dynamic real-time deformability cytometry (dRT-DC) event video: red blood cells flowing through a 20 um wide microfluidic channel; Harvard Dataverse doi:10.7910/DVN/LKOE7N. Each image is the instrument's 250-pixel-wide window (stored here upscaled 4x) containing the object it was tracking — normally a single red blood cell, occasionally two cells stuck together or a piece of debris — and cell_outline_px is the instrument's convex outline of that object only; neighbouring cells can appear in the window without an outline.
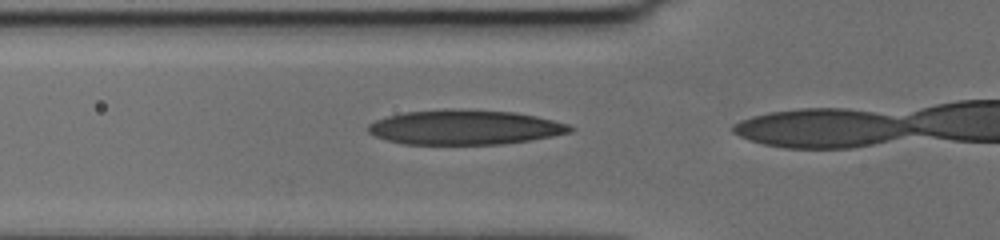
{"species": "human", "species_latin": "Homo sapiens", "temperature_condition": "cold", "stored_images_in_passage": 16, "camera_frame_rate_fps": 3000, "um_per_image_px": 0.085, "donor": {"sex": "female"}, "frame": {"image": 1, "passage_image": 14, "time_ms": 4.333, "image_size_px": [1000, 240], "cell_outline_px": [[576, 128], [572, 132], [552, 136], [528, 140], [500, 144], [404, 144], [388, 140], [376, 136], [368, 132], [368, 124], [376, 120], [388, 116], [404, 112], [444, 108], [448, 108], [516, 112], [536, 116], [568, 124]], "centroid_in_image_um": [39.51, 10.81], "position_along_channel_um": 86.3, "area_um2": 40.86}}